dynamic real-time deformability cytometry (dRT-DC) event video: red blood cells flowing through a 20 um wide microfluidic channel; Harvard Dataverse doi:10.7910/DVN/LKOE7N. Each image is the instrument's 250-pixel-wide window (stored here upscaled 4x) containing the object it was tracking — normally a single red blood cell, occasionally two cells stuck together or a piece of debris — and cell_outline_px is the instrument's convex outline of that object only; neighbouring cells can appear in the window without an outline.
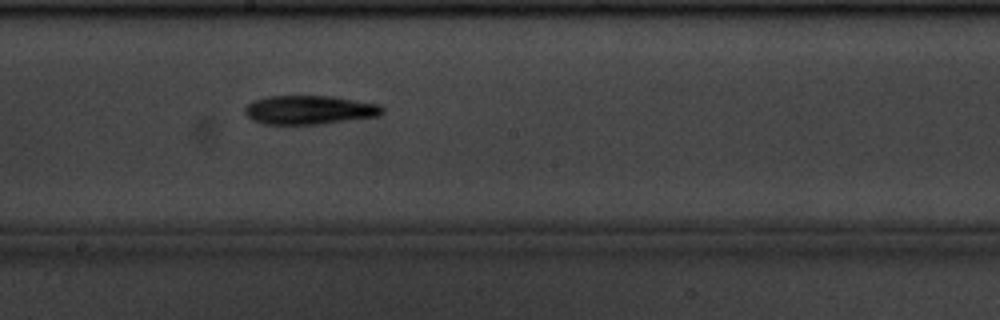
{"species": "common noctule bat (a hibernating species)", "species_latin": "Nyctalus noctula", "temperature_condition": "cold", "stored_images_in_passage": 6, "camera_frame_rate_fps": 3000, "um_per_image_px": 0.085, "animal": {"sex": "male", "body_mass_g": 20.1, "forearm_length_mm": 53.5}, "frame": {"image": 1, "passage_image": 6, "time_ms": 1.667, "image_size_px": [1000, 320], "cell_outline_px": [[384, 112], [380, 116], [320, 124], [264, 124], [252, 120], [244, 112], [244, 108], [252, 100], [268, 96], [332, 96], [380, 104], [384, 108]], "centroid_in_image_um": [26.31, 9.34], "position_along_channel_um": 221.9, "area_um2": 23.29}}